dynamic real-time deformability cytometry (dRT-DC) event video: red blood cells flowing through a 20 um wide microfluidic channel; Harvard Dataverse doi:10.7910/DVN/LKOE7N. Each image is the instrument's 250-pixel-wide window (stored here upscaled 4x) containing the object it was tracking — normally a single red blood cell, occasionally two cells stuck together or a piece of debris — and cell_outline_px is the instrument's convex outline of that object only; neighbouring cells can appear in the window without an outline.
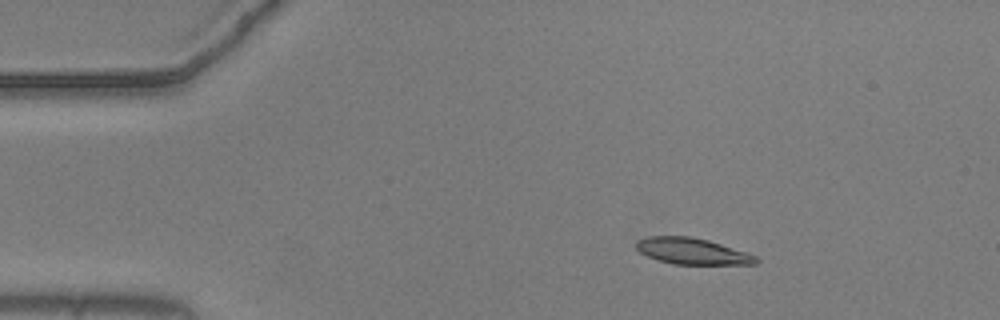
{"species": "common noctule bat (a hibernating species)", "species_latin": "Nyctalus noctula", "temperature_condition": "warm", "stored_images_in_passage": 47, "camera_frame_rate_fps": 3000, "um_per_image_px": 0.085, "animal": {"sex": "male", "body_mass_g": 20.5, "forearm_length_mm": 52.5}, "frame": {"image": 1, "passage_image": 1, "time_ms": 0.0, "image_size_px": [1000, 320], "cell_outline_px": [[760, 260], [756, 264], [672, 264], [648, 256], [640, 252], [636, 248], [636, 240], [648, 236], [688, 236], [708, 240], [756, 256]], "centroid_in_image_um": [58.81, 21.35], "position_along_channel_um": 26.2, "area_um2": 18.09}}
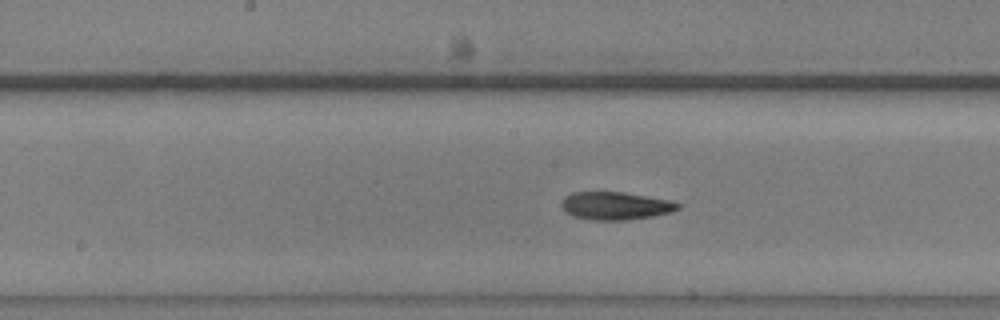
{"frame": {"image": 2, "passage_image": 20, "time_ms": 6.333, "image_size_px": [1000, 320], "cell_outline_px": [[680, 208], [672, 212], [652, 216], [624, 220], [596, 220], [572, 216], [560, 204], [564, 196], [572, 192], [624, 192], [668, 200], [680, 204]], "centroid_in_image_um": [52.3, 17.48], "position_along_channel_um": 195.9, "area_um2": 18.73}}
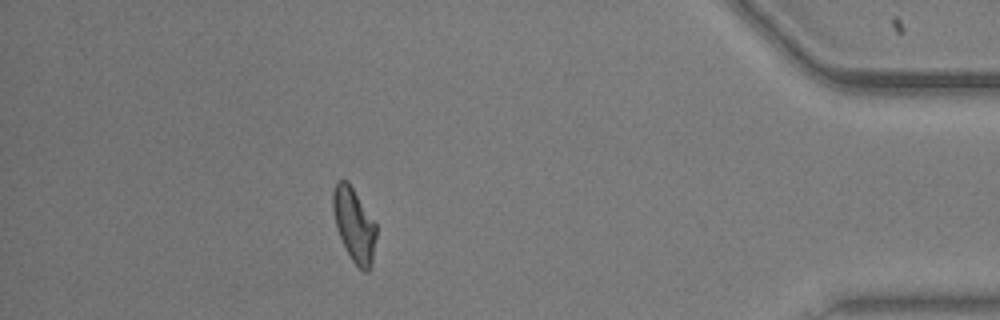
{"frame": {"image": 3, "passage_image": 41, "time_ms": 13.333, "image_size_px": [1000, 320], "cell_outline_px": [[376, 236], [372, 264], [368, 272], [364, 272], [352, 260], [336, 228], [332, 208], [332, 192], [336, 184], [340, 180], [348, 180], [376, 224]], "centroid_in_image_um": [30.1, 19.1], "position_along_channel_um": 405.1, "area_um2": 18.44}, "authors_computed_cell_mechanics": {"area_um2": 18.6694, "velocity_mm_per_s": 3.6732, "shape_relaxation_time_tau1_ms": 5.2758, "shape_relaxation_time_tau2_ms": 5.6302, "deformation_change_tau1": 0.1761, "deformation_change_tau2": 0.1279}}